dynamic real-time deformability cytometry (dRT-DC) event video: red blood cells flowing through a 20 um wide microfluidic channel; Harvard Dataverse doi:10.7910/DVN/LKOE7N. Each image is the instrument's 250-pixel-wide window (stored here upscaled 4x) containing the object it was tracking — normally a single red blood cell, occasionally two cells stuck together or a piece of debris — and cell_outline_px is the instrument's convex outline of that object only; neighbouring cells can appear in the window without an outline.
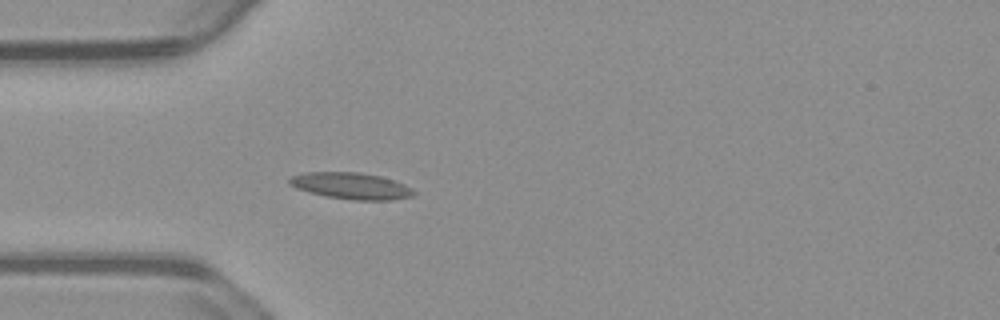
{"species": "common noctule bat (a hibernating species)", "species_latin": "Nyctalus noctula", "temperature_condition": "warm", "stored_images_in_passage": 25, "camera_frame_rate_fps": 3000, "um_per_image_px": 0.085, "animal": {"sex": "male", "body_mass_g": 23.1, "forearm_length_mm": 52.7}, "frame": {"image": 1, "passage_image": 1, "time_ms": 0.0, "image_size_px": [1000, 320], "cell_outline_px": [[416, 192], [412, 196], [392, 200], [352, 200], [328, 196], [308, 192], [296, 188], [288, 184], [288, 180], [292, 176], [304, 172], [360, 172], [380, 176], [404, 184], [412, 188]], "centroid_in_image_um": [29.83, 15.79], "position_along_channel_um": 55.2, "area_um2": 19.19}}
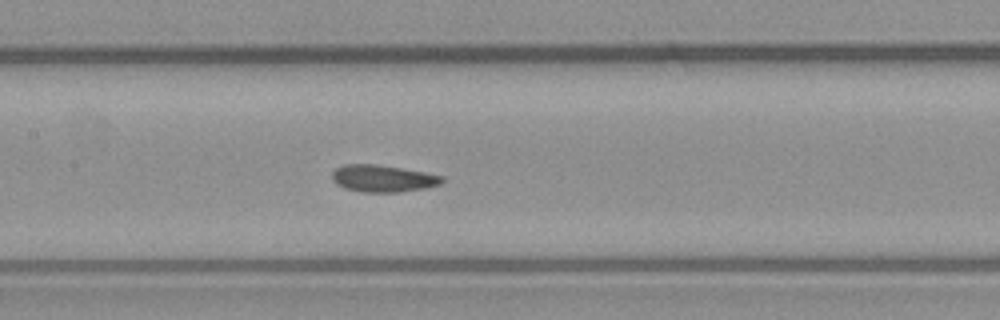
{"frame": {"image": 2, "passage_image": 11, "time_ms": 3.333, "image_size_px": [1000, 320], "cell_outline_px": [[444, 180], [440, 184], [428, 188], [400, 192], [360, 192], [344, 188], [336, 184], [332, 180], [332, 172], [336, 168], [344, 164], [376, 164], [424, 172], [444, 176]], "centroid_in_image_um": [32.54, 15.18], "position_along_channel_um": 174.9, "area_um2": 17.46}}
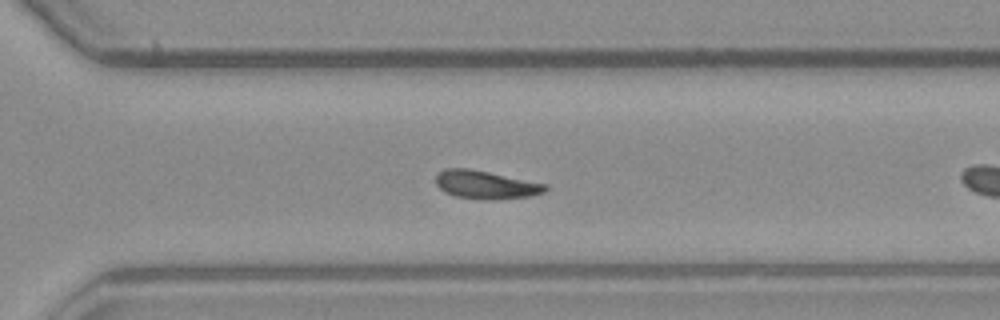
{"frame": {"image": 3, "passage_image": 20, "time_ms": 6.333, "image_size_px": [1000, 320], "cell_outline_px": [[548, 188], [544, 192], [532, 196], [496, 200], [484, 200], [456, 196], [444, 192], [436, 184], [436, 176], [444, 168], [468, 168], [548, 184]], "centroid_in_image_um": [41.31, 15.71], "position_along_channel_um": 329.3, "area_um2": 18.09}, "authors_computed_cell_mechanics": {"area_um2": 17.4556, "velocity_mm_per_s": 3.7122, "shape_relaxation_time_tau1_ms": 2.298, "shape_relaxation_time_tau2_ms": 3.6708, "deformation_change_tau1": 0.0605, "deformation_change_tau2": 0.105}}